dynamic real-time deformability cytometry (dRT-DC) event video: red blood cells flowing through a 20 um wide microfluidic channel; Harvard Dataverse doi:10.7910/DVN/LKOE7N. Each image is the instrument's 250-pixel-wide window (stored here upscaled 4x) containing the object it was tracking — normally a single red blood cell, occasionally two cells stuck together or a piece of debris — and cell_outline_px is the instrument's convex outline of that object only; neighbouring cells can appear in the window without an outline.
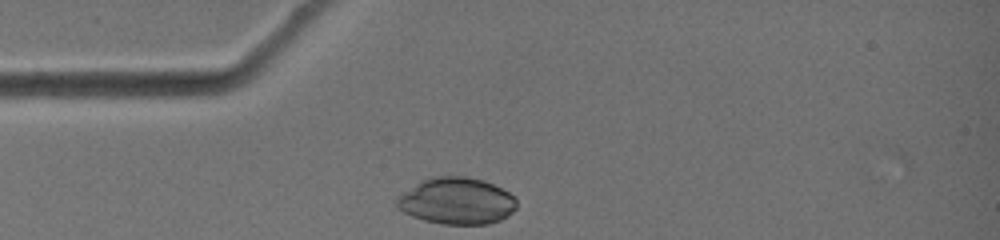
{"species": "common noctule bat (a hibernating species)", "species_latin": "Nyctalus noctula", "temperature_condition": "warm", "stored_images_in_passage": 2, "camera_frame_rate_fps": 3000, "um_per_image_px": 0.085, "animal": {"sex": "female", "body_mass_g": 19.0, "forearm_length_mm": 51.5}, "frame": {"image": 1, "passage_image": 1, "time_ms": 0.0, "image_size_px": [1000, 240], "cell_outline_px": [[516, 208], [508, 216], [500, 220], [488, 224], [444, 224], [424, 220], [412, 216], [404, 212], [396, 204], [396, 200], [404, 192], [420, 180], [432, 176], [464, 176], [484, 180], [516, 196]], "centroid_in_image_um": [38.84, 17.08], "position_along_channel_um": 46.2, "area_um2": 32.54}}